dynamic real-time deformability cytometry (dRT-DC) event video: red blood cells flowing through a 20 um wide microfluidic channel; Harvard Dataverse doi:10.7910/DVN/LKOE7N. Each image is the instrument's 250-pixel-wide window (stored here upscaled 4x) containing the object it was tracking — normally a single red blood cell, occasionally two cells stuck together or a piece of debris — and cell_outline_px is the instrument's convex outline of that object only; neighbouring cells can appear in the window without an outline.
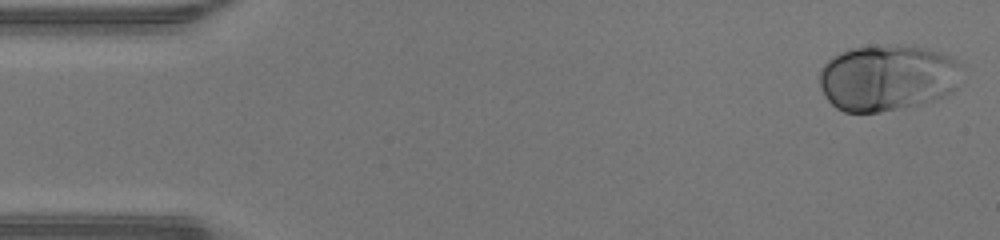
{"species": "human", "species_latin": "Homo sapiens", "temperature_condition": "warm", "stored_images_in_passage": 46, "camera_frame_rate_fps": 3000, "um_per_image_px": 0.085, "donor": {"sex": "male"}, "frame": {"image": 1, "passage_image": 1, "time_ms": 0.0, "image_size_px": [1000, 240], "cell_outline_px": [[960, 64], [956, 88], [952, 92], [944, 96], [920, 104], [880, 112], [844, 112], [836, 108], [824, 96], [820, 84], [820, 72], [824, 64], [832, 56], [840, 52], [852, 48], [888, 44], [924, 48], [940, 52], [956, 60]], "centroid_in_image_um": [75.39, 6.61], "position_along_channel_um": 9.6, "area_um2": 54.85}}
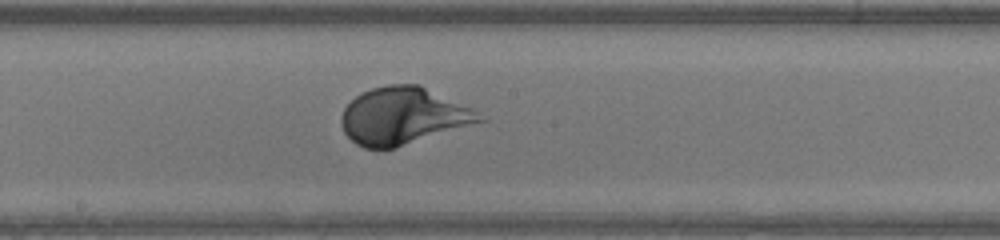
{"frame": {"image": 2, "passage_image": 24, "time_ms": 7.667, "image_size_px": [1000, 240], "cell_outline_px": [[488, 120], [396, 148], [364, 148], [356, 144], [344, 132], [340, 124], [340, 116], [344, 108], [356, 96], [372, 88], [388, 84], [420, 84], [472, 108]], "centroid_in_image_um": [34.27, 9.86], "position_along_channel_um": 213.9, "area_um2": 46.07}}
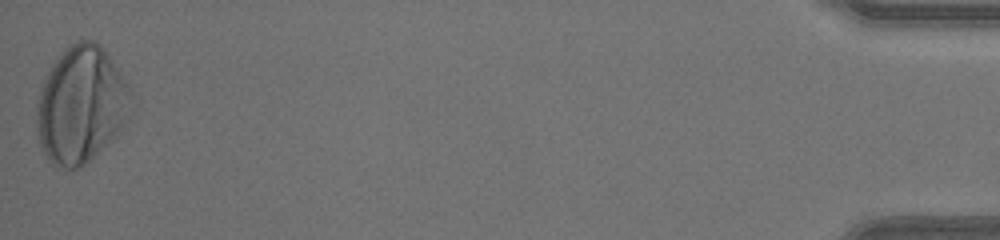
{"frame": {"image": 3, "passage_image": 46, "time_ms": 15.0, "image_size_px": [1000, 240], "cell_outline_px": [[132, 96], [128, 120], [84, 164], [76, 168], [56, 168], [52, 164], [44, 152], [36, 136], [36, 104], [44, 80], [52, 64], [60, 52], [68, 44], [76, 40], [92, 40], [100, 44], [104, 48], [128, 84]], "centroid_in_image_um": [6.85, 8.86], "position_along_channel_um": 428.3, "area_um2": 63.93}, "authors_computed_cell_mechanics": {"area_um2": 47.8873, "velocity_mm_per_s": 4.3371, "shape_relaxation_time_tau1_ms": 1.6374, "shape_relaxation_time_tau2_ms": null, "deformation_change_tau1": 0.149, "deformation_change_tau2": null}}